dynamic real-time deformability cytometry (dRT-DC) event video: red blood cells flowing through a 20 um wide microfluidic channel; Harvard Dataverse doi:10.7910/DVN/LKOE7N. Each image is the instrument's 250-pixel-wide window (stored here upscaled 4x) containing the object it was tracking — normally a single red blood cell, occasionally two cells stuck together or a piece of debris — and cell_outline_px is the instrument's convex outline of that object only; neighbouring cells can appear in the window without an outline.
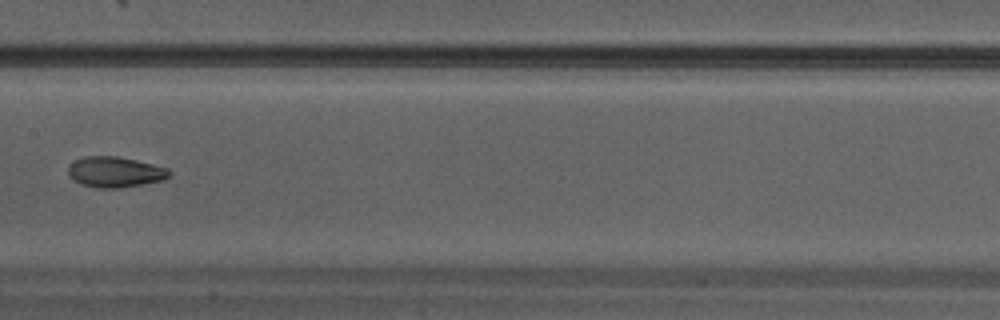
{"species": "Egyptian fruit bat (a non-hibernating species)", "species_latin": "Rousettus aegyptiacus", "temperature_condition": "warm", "stored_images_in_passage": 24, "camera_frame_rate_fps": 3000, "um_per_image_px": 0.085, "animal": {"sex": "male"}, "frame": {"image": 1, "passage_image": 11, "time_ms": 3.333, "image_size_px": [1000, 320], "cell_outline_px": [[172, 172], [164, 180], [120, 188], [96, 188], [80, 184], [68, 176], [68, 164], [84, 156], [116, 156], [136, 160], [168, 168]], "centroid_in_image_um": [9.75, 14.62], "position_along_channel_um": 197.6, "area_um2": 18.15}}